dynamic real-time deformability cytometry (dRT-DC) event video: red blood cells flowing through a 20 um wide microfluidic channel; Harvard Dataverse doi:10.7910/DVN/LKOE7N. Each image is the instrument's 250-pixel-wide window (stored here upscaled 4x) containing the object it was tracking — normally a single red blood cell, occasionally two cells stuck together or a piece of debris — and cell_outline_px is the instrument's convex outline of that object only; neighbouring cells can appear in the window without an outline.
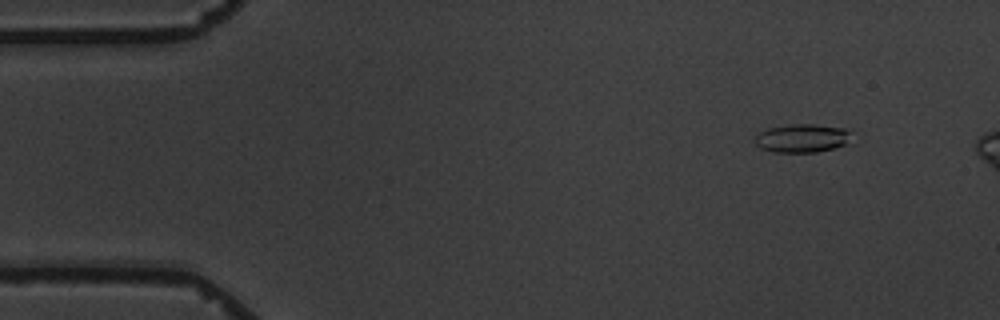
{"species": "common noctule bat (a hibernating species)", "species_latin": "Nyctalus noctula", "temperature_condition": "warm", "stored_images_in_passage": 3, "camera_frame_rate_fps": 3000, "um_per_image_px": 0.085, "animal": {"sex": "male", "body_mass_g": 19.5, "forearm_length_mm": 54.6}, "frame": {"image": 1, "passage_image": 1, "time_ms": 0.0, "image_size_px": [1000, 320], "cell_outline_px": [[852, 132], [844, 144], [832, 148], [816, 152], [772, 152], [760, 148], [752, 140], [760, 132], [768, 128], [788, 124], [812, 124], [852, 128]], "centroid_in_image_um": [68.16, 11.73], "position_along_channel_um": 16.8, "area_um2": 16.13}}